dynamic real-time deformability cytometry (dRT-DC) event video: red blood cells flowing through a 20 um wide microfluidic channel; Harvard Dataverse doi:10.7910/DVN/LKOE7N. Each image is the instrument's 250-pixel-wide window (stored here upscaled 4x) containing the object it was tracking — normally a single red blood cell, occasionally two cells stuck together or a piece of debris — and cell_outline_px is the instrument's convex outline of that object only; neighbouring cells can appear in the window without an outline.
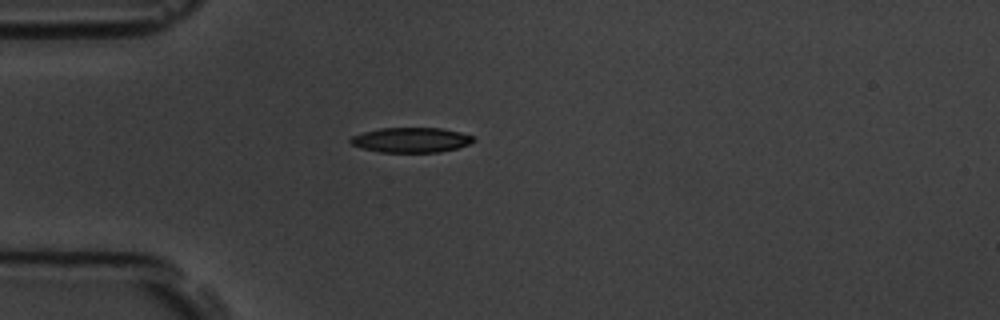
{"species": "common noctule bat (a hibernating species)", "species_latin": "Nyctalus noctula", "temperature_condition": "room temperature", "stored_images_in_passage": 5, "camera_frame_rate_fps": 3000, "um_per_image_px": 0.085, "animal": {"sex": "male", "body_mass_g": 19.5, "forearm_length_mm": 54.6}, "frame": {"image": 1, "passage_image": 5, "time_ms": 4.667, "image_size_px": [1000, 320], "cell_outline_px": [[476, 140], [468, 144], [456, 148], [440, 152], [380, 152], [360, 148], [352, 144], [348, 140], [352, 136], [364, 132], [380, 128], [440, 128], [460, 132], [472, 136]], "centroid_in_image_um": [34.92, 11.9], "position_along_channel_um": 50.1, "area_um2": 17.8}}